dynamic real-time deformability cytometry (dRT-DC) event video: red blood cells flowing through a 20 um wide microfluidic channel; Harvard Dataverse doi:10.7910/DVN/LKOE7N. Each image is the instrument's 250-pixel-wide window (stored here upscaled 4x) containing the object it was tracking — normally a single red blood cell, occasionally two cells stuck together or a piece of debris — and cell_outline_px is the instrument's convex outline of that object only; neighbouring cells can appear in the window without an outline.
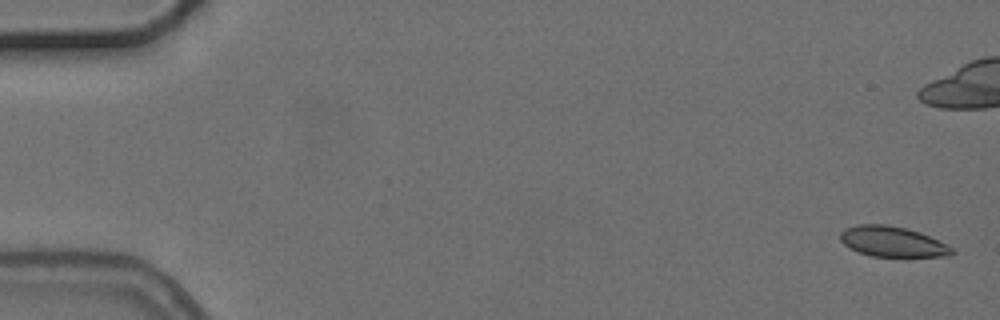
{"species": "common noctule bat (a hibernating species)", "species_latin": "Nyctalus noctula", "temperature_condition": "cold", "stored_images_in_passage": 8, "camera_frame_rate_fps": 3000, "um_per_image_px": 0.085, "animal": {"sex": "female", "body_mass_g": 24.6, "forearm_length_mm": 56.2}, "frame": {"image": 1, "passage_image": 1, "time_ms": 0.0, "image_size_px": [1000, 320], "cell_outline_px": [[956, 252], [948, 256], [872, 256], [848, 248], [840, 240], [840, 232], [844, 228], [860, 224], [884, 224], [908, 228], [920, 232], [952, 248]], "centroid_in_image_um": [75.81, 20.53], "position_along_channel_um": 9.2, "area_um2": 19.59}}